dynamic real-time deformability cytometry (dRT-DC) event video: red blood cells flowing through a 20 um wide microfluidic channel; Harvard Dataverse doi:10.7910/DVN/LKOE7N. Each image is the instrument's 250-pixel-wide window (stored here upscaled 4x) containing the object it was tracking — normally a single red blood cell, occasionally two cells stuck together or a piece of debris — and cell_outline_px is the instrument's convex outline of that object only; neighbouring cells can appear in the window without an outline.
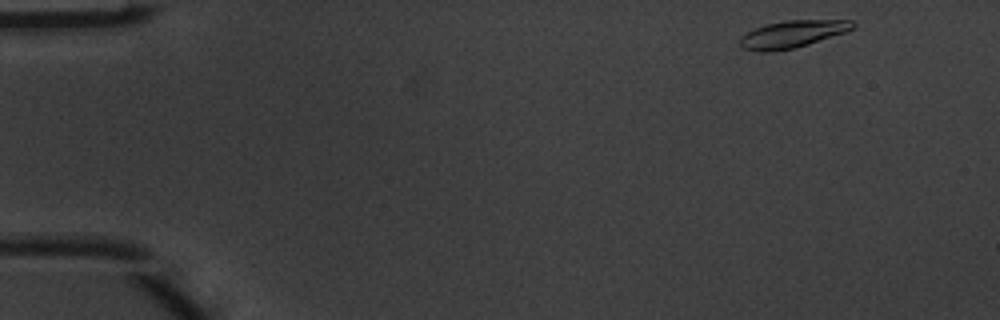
{"species": "common noctule bat (a hibernating species)", "species_latin": "Nyctalus noctula", "temperature_condition": "warm", "stored_images_in_passage": 4, "camera_frame_rate_fps": 3000, "um_per_image_px": 0.085, "animal": {"sex": "male", "body_mass_g": 20.1, "forearm_length_mm": 53.5}, "frame": {"image": 1, "passage_image": 1, "time_ms": 0.0, "image_size_px": [1000, 320], "cell_outline_px": [[856, 28], [848, 32], [808, 44], [792, 48], [772, 52], [756, 52], [744, 48], [740, 44], [740, 36], [756, 28], [768, 24], [788, 20], [852, 20], [856, 24]], "centroid_in_image_um": [67.41, 2.9], "position_along_channel_um": 17.6, "area_um2": 17.92}}
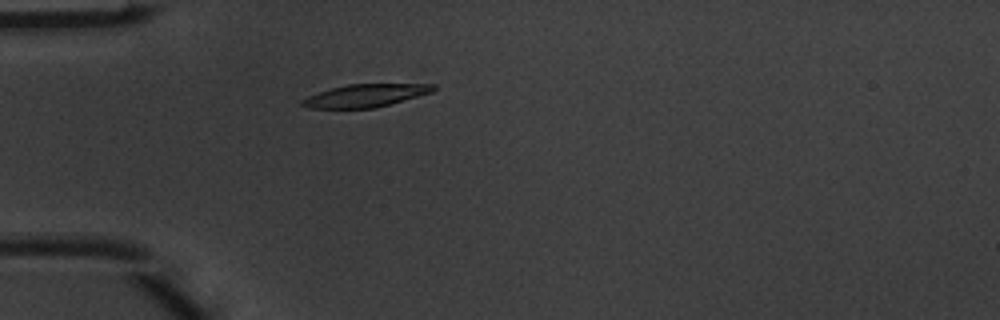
{"frame": {"image": 2, "passage_image": 4, "time_ms": 1.0, "image_size_px": [1000, 320], "cell_outline_px": [[436, 88], [432, 92], [376, 108], [308, 108], [300, 104], [300, 100], [308, 96], [332, 88], [348, 84], [436, 84]], "centroid_in_image_um": [31.06, 8.12], "position_along_channel_um": 53.9, "area_um2": 17.28}}